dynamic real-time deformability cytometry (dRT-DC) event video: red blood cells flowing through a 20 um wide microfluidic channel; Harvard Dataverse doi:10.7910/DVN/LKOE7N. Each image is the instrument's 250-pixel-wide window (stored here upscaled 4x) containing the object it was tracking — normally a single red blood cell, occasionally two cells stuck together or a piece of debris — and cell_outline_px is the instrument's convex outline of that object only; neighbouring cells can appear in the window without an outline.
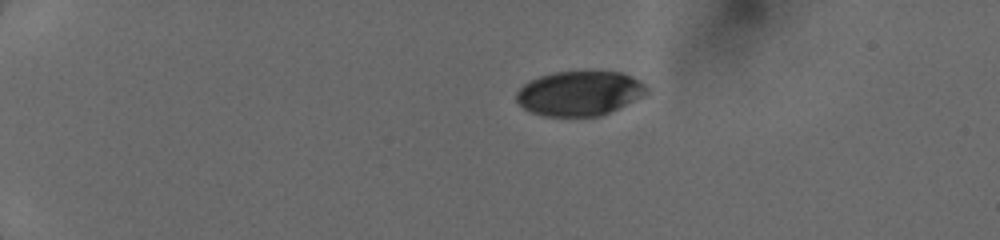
{"species": "human", "species_latin": "Homo sapiens", "temperature_condition": "cold", "stored_images_in_passage": 40, "camera_frame_rate_fps": 3000, "um_per_image_px": 0.085, "donor": {"sex": "female"}, "frame": {"image": 1, "passage_image": 1, "time_ms": 0.0, "image_size_px": [1000, 240], "cell_outline_px": [[648, 92], [600, 116], [544, 116], [532, 112], [524, 108], [516, 100], [516, 92], [528, 80], [552, 72], [620, 72], [632, 76], [640, 80], [648, 88]], "centroid_in_image_um": [49.21, 7.92], "position_along_channel_um": 35.8, "area_um2": 33.47}}
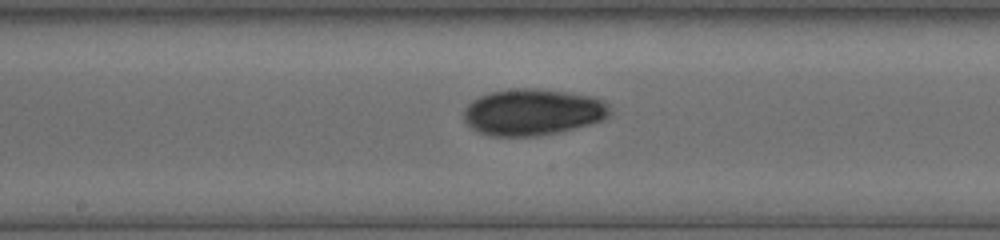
{"frame": {"image": 2, "passage_image": 19, "time_ms": 6.0, "image_size_px": [1000, 240], "cell_outline_px": [[612, 112], [604, 120], [576, 128], [560, 132], [540, 136], [492, 136], [480, 132], [472, 128], [464, 120], [464, 108], [472, 100], [480, 96], [492, 92], [512, 88], [540, 88], [588, 96], [604, 100], [608, 104]], "centroid_in_image_um": [45.3, 9.53], "position_along_channel_um": 202.9, "area_um2": 39.71}}
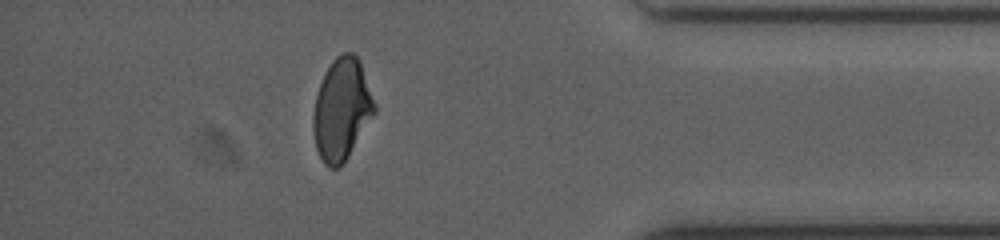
{"frame": {"image": 3, "passage_image": 35, "time_ms": 11.333, "image_size_px": [1000, 240], "cell_outline_px": [[376, 112], [348, 156], [336, 168], [328, 168], [324, 164], [316, 148], [312, 128], [312, 116], [316, 96], [324, 72], [332, 60], [336, 56], [344, 52], [352, 52], [360, 60], [376, 108]], "centroid_in_image_um": [29.03, 9.28], "position_along_channel_um": 406.2, "area_um2": 36.18}}